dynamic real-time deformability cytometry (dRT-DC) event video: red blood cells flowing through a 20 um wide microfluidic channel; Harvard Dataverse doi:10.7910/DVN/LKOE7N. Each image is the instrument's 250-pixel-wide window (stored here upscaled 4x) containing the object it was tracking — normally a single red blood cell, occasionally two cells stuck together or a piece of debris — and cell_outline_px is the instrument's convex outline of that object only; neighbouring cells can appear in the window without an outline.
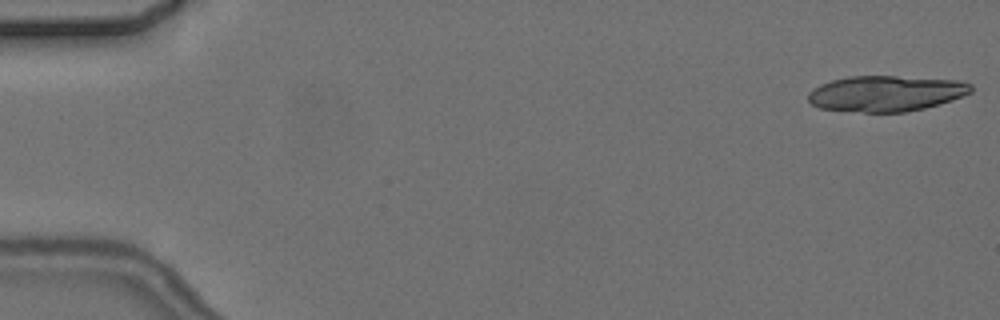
{"species": "common noctule bat (a hibernating species)", "species_latin": "Nyctalus noctula", "temperature_condition": "cold", "stored_images_in_passage": 10, "camera_frame_rate_fps": 3000, "um_per_image_px": 0.085, "animal": {"sex": "female", "body_mass_g": 24.6, "forearm_length_mm": 56.2}, "frame": {"image": 1, "passage_image": 1, "time_ms": 0.0, "image_size_px": [1000, 320], "cell_outline_px": [[972, 92], [964, 96], [952, 100], [924, 108], [904, 112], [864, 112], [820, 108], [812, 104], [808, 100], [808, 92], [812, 88], [820, 84], [832, 80], [848, 76], [896, 76], [956, 80], [972, 84]], "centroid_in_image_um": [75.3, 7.94], "position_along_channel_um": 9.7, "area_um2": 33.93}}
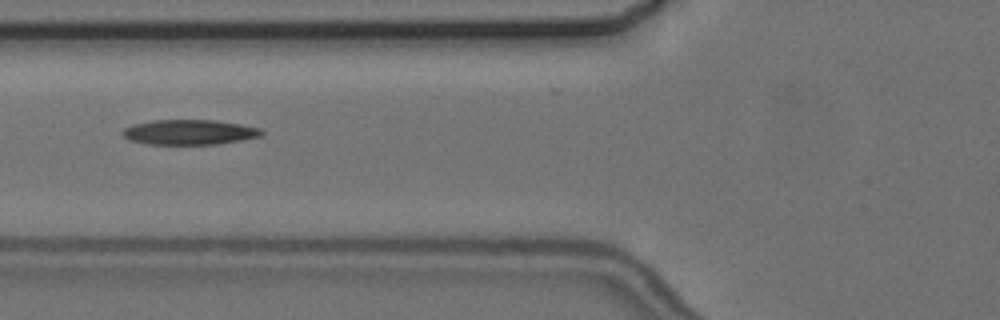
{"frame": {"image": 2, "passage_image": 7, "time_ms": 7.0, "image_size_px": [1000, 320], "cell_outline_px": [[264, 132], [260, 136], [240, 140], [216, 144], [148, 144], [128, 140], [120, 132], [124, 128], [132, 124], [152, 120], [216, 120], [240, 124], [260, 128]], "centroid_in_image_um": [16.05, 11.23], "position_along_channel_um": 109.7, "area_um2": 20.29}}
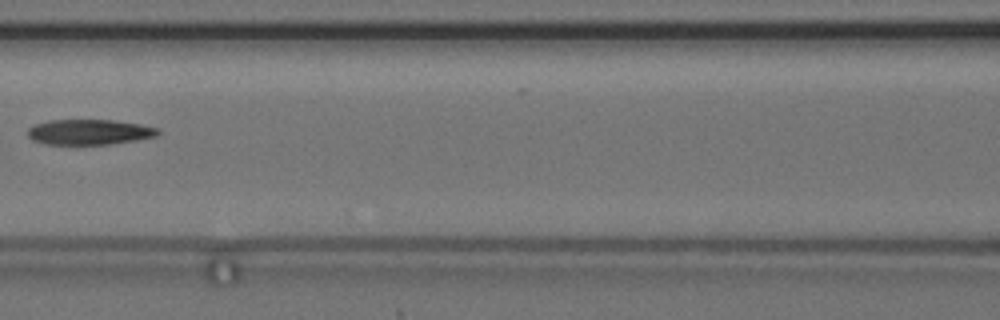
{"frame": {"image": 3, "passage_image": 8, "time_ms": 8.333, "image_size_px": [1000, 320], "cell_outline_px": [[160, 132], [156, 136], [136, 140], [108, 144], [48, 144], [32, 140], [28, 136], [28, 128], [36, 124], [48, 120], [116, 120], [140, 124], [160, 128]], "centroid_in_image_um": [7.61, 11.21], "position_along_channel_um": 159.0, "area_um2": 19.19}}